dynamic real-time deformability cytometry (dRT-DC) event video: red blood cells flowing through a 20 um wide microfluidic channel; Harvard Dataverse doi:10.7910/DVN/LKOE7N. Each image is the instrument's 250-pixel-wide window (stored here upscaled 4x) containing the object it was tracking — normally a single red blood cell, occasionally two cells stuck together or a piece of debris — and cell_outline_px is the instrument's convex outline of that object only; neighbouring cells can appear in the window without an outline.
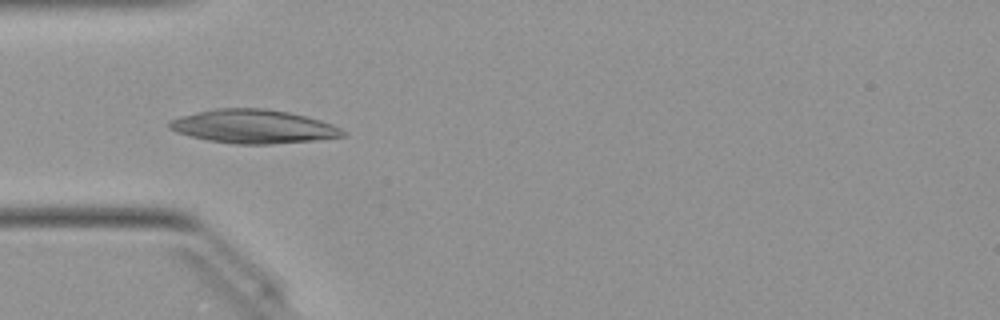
{"species": "Egyptian fruit bat (a non-hibernating species)", "species_latin": "Rousettus aegyptiacus", "temperature_condition": "warm", "stored_images_in_passage": 50, "camera_frame_rate_fps": 3000, "um_per_image_px": 0.085, "animal": {"sex": "female"}, "frame": {"image": 1, "passage_image": 15, "time_ms": 4.667, "image_size_px": [1000, 320], "cell_outline_px": [[348, 132], [344, 136], [316, 140], [272, 144], [236, 144], [208, 140], [176, 132], [168, 128], [168, 120], [180, 116], [196, 112], [216, 108], [264, 108], [288, 112], [320, 120], [332, 124]], "centroid_in_image_um": [21.53, 10.75], "position_along_channel_um": 63.5, "area_um2": 34.04}}
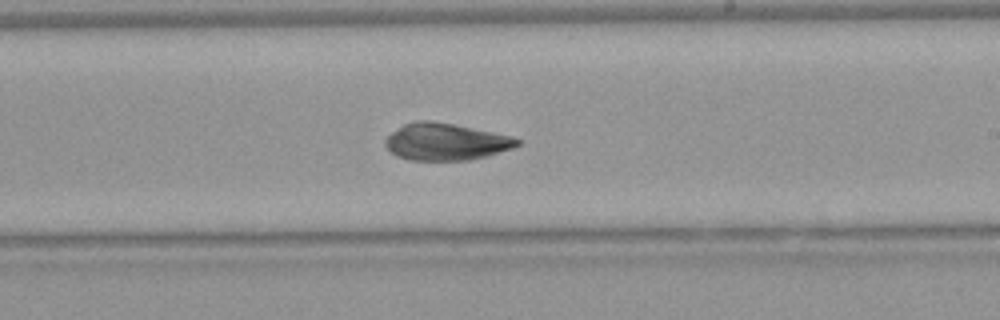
{"frame": {"image": 2, "passage_image": 29, "time_ms": 9.333, "image_size_px": [1000, 320], "cell_outline_px": [[520, 144], [512, 148], [488, 156], [468, 160], [412, 160], [396, 156], [384, 144], [384, 140], [392, 132], [404, 124], [416, 120], [428, 120], [452, 124], [512, 136], [520, 140]], "centroid_in_image_um": [37.88, 12.05], "position_along_channel_um": 251.1, "area_um2": 28.21}}
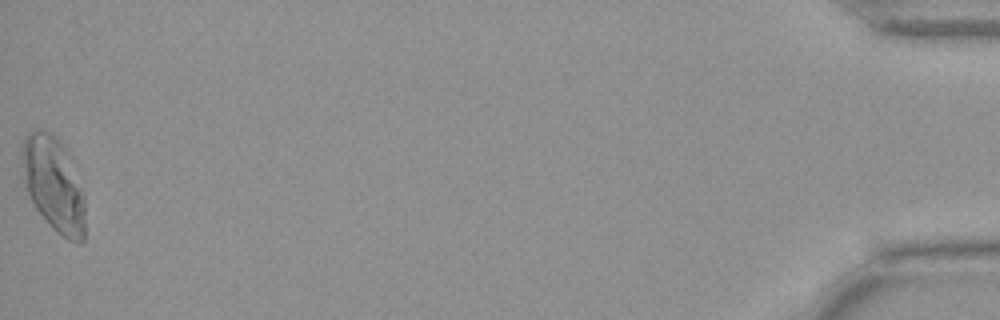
{"frame": {"image": 3, "passage_image": 50, "time_ms": 16.333, "image_size_px": [1000, 320], "cell_outline_px": [[84, 240], [80, 244], [68, 240], [56, 232], [48, 224], [36, 208], [28, 192], [24, 180], [20, 152], [20, 144], [28, 132], [48, 132], [56, 136], [68, 152], [84, 200]], "centroid_in_image_um": [4.53, 15.67], "position_along_channel_um": 430.7, "area_um2": 34.45}, "authors_computed_cell_mechanics": {"area_um2": 29.7381, "velocity_mm_per_s": 4.0424, "shape_relaxation_time_tau1_ms": null, "shape_relaxation_time_tau2_ms": 2.3702, "deformation_change_tau1": null, "deformation_change_tau2": 0.0616}}